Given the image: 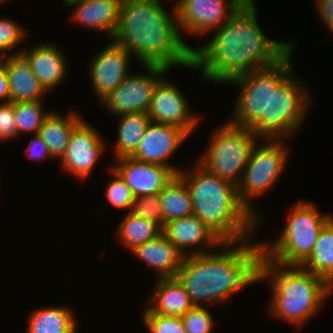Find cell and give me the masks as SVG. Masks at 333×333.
I'll list each match as a JSON object with an SVG mask.
<instances>
[{
    "label": "cell",
    "mask_w": 333,
    "mask_h": 333,
    "mask_svg": "<svg viewBox=\"0 0 333 333\" xmlns=\"http://www.w3.org/2000/svg\"><path fill=\"white\" fill-rule=\"evenodd\" d=\"M256 0H246L208 42L192 50V64L206 82L226 84L230 79L278 63L294 41L269 38L258 21Z\"/></svg>",
    "instance_id": "obj_1"
},
{
    "label": "cell",
    "mask_w": 333,
    "mask_h": 333,
    "mask_svg": "<svg viewBox=\"0 0 333 333\" xmlns=\"http://www.w3.org/2000/svg\"><path fill=\"white\" fill-rule=\"evenodd\" d=\"M254 239L224 242L218 251L183 257L176 278L194 306H223L239 291L261 282L264 246Z\"/></svg>",
    "instance_id": "obj_2"
},
{
    "label": "cell",
    "mask_w": 333,
    "mask_h": 333,
    "mask_svg": "<svg viewBox=\"0 0 333 333\" xmlns=\"http://www.w3.org/2000/svg\"><path fill=\"white\" fill-rule=\"evenodd\" d=\"M170 13L161 0H122L112 40L134 55L138 65L186 68L192 50L178 28L175 4Z\"/></svg>",
    "instance_id": "obj_3"
},
{
    "label": "cell",
    "mask_w": 333,
    "mask_h": 333,
    "mask_svg": "<svg viewBox=\"0 0 333 333\" xmlns=\"http://www.w3.org/2000/svg\"><path fill=\"white\" fill-rule=\"evenodd\" d=\"M193 165L178 173L188 187L193 215L223 242L255 238L259 220L239 201L237 186L209 173L197 161Z\"/></svg>",
    "instance_id": "obj_4"
},
{
    "label": "cell",
    "mask_w": 333,
    "mask_h": 333,
    "mask_svg": "<svg viewBox=\"0 0 333 333\" xmlns=\"http://www.w3.org/2000/svg\"><path fill=\"white\" fill-rule=\"evenodd\" d=\"M265 280L272 293L266 306L268 316L299 330L333 295V288L323 278L300 266H285L264 257L260 281Z\"/></svg>",
    "instance_id": "obj_5"
},
{
    "label": "cell",
    "mask_w": 333,
    "mask_h": 333,
    "mask_svg": "<svg viewBox=\"0 0 333 333\" xmlns=\"http://www.w3.org/2000/svg\"><path fill=\"white\" fill-rule=\"evenodd\" d=\"M294 50L272 66L239 75L226 83L239 90L229 122L251 129L261 140L269 139L270 95L295 71L291 64Z\"/></svg>",
    "instance_id": "obj_6"
},
{
    "label": "cell",
    "mask_w": 333,
    "mask_h": 333,
    "mask_svg": "<svg viewBox=\"0 0 333 333\" xmlns=\"http://www.w3.org/2000/svg\"><path fill=\"white\" fill-rule=\"evenodd\" d=\"M319 210L311 201L298 200L288 211L280 235L261 240L265 258L285 266H300L311 254L320 230L333 216Z\"/></svg>",
    "instance_id": "obj_7"
},
{
    "label": "cell",
    "mask_w": 333,
    "mask_h": 333,
    "mask_svg": "<svg viewBox=\"0 0 333 333\" xmlns=\"http://www.w3.org/2000/svg\"><path fill=\"white\" fill-rule=\"evenodd\" d=\"M215 128L205 151L196 161L209 173L237 186L254 146L261 139L251 129L228 120Z\"/></svg>",
    "instance_id": "obj_8"
},
{
    "label": "cell",
    "mask_w": 333,
    "mask_h": 333,
    "mask_svg": "<svg viewBox=\"0 0 333 333\" xmlns=\"http://www.w3.org/2000/svg\"><path fill=\"white\" fill-rule=\"evenodd\" d=\"M260 143L254 146L241 181L237 185L239 201L259 220V227L263 225V221L254 202L277 185L286 170L287 162L289 163L290 154L288 140L262 139Z\"/></svg>",
    "instance_id": "obj_9"
},
{
    "label": "cell",
    "mask_w": 333,
    "mask_h": 333,
    "mask_svg": "<svg viewBox=\"0 0 333 333\" xmlns=\"http://www.w3.org/2000/svg\"><path fill=\"white\" fill-rule=\"evenodd\" d=\"M295 71L270 95L269 139H292L303 127L311 98L305 82L295 76ZM303 82V83H302ZM305 84V85H304Z\"/></svg>",
    "instance_id": "obj_10"
},
{
    "label": "cell",
    "mask_w": 333,
    "mask_h": 333,
    "mask_svg": "<svg viewBox=\"0 0 333 333\" xmlns=\"http://www.w3.org/2000/svg\"><path fill=\"white\" fill-rule=\"evenodd\" d=\"M141 67L144 72L131 73L100 102L110 115L148 112L155 86L170 69L157 64H142Z\"/></svg>",
    "instance_id": "obj_11"
},
{
    "label": "cell",
    "mask_w": 333,
    "mask_h": 333,
    "mask_svg": "<svg viewBox=\"0 0 333 333\" xmlns=\"http://www.w3.org/2000/svg\"><path fill=\"white\" fill-rule=\"evenodd\" d=\"M177 1V2H176ZM246 0H175L180 33L200 38L220 28Z\"/></svg>",
    "instance_id": "obj_12"
},
{
    "label": "cell",
    "mask_w": 333,
    "mask_h": 333,
    "mask_svg": "<svg viewBox=\"0 0 333 333\" xmlns=\"http://www.w3.org/2000/svg\"><path fill=\"white\" fill-rule=\"evenodd\" d=\"M87 119H84L73 129L63 157L60 159L61 168L73 175L75 179H88L102 159L107 149V142L99 130Z\"/></svg>",
    "instance_id": "obj_13"
},
{
    "label": "cell",
    "mask_w": 333,
    "mask_h": 333,
    "mask_svg": "<svg viewBox=\"0 0 333 333\" xmlns=\"http://www.w3.org/2000/svg\"><path fill=\"white\" fill-rule=\"evenodd\" d=\"M166 75L158 81L153 90L148 116L153 122L177 126L191 136L201 123L203 115L195 114V111L189 109L190 103L186 96Z\"/></svg>",
    "instance_id": "obj_14"
},
{
    "label": "cell",
    "mask_w": 333,
    "mask_h": 333,
    "mask_svg": "<svg viewBox=\"0 0 333 333\" xmlns=\"http://www.w3.org/2000/svg\"><path fill=\"white\" fill-rule=\"evenodd\" d=\"M134 56L112 39L96 52L88 65L94 95L99 102L115 90L131 73Z\"/></svg>",
    "instance_id": "obj_15"
},
{
    "label": "cell",
    "mask_w": 333,
    "mask_h": 333,
    "mask_svg": "<svg viewBox=\"0 0 333 333\" xmlns=\"http://www.w3.org/2000/svg\"><path fill=\"white\" fill-rule=\"evenodd\" d=\"M189 137L177 126L151 121L138 149L131 157L138 161L166 166L177 175L183 168L175 166L170 159Z\"/></svg>",
    "instance_id": "obj_16"
},
{
    "label": "cell",
    "mask_w": 333,
    "mask_h": 333,
    "mask_svg": "<svg viewBox=\"0 0 333 333\" xmlns=\"http://www.w3.org/2000/svg\"><path fill=\"white\" fill-rule=\"evenodd\" d=\"M163 234L183 257L212 252L224 243L195 215L167 222Z\"/></svg>",
    "instance_id": "obj_17"
},
{
    "label": "cell",
    "mask_w": 333,
    "mask_h": 333,
    "mask_svg": "<svg viewBox=\"0 0 333 333\" xmlns=\"http://www.w3.org/2000/svg\"><path fill=\"white\" fill-rule=\"evenodd\" d=\"M135 197L157 195L176 175L170 168L122 157L111 165Z\"/></svg>",
    "instance_id": "obj_18"
},
{
    "label": "cell",
    "mask_w": 333,
    "mask_h": 333,
    "mask_svg": "<svg viewBox=\"0 0 333 333\" xmlns=\"http://www.w3.org/2000/svg\"><path fill=\"white\" fill-rule=\"evenodd\" d=\"M20 55L28 62L39 83L50 94L66 79L69 69L67 56L55 43L35 44L28 49L24 46Z\"/></svg>",
    "instance_id": "obj_19"
},
{
    "label": "cell",
    "mask_w": 333,
    "mask_h": 333,
    "mask_svg": "<svg viewBox=\"0 0 333 333\" xmlns=\"http://www.w3.org/2000/svg\"><path fill=\"white\" fill-rule=\"evenodd\" d=\"M122 0H79L68 3L66 9H72L71 22L92 29L112 39L119 20Z\"/></svg>",
    "instance_id": "obj_20"
},
{
    "label": "cell",
    "mask_w": 333,
    "mask_h": 333,
    "mask_svg": "<svg viewBox=\"0 0 333 333\" xmlns=\"http://www.w3.org/2000/svg\"><path fill=\"white\" fill-rule=\"evenodd\" d=\"M130 253L152 267L156 279L176 277L183 255L162 233L156 239L135 247Z\"/></svg>",
    "instance_id": "obj_21"
},
{
    "label": "cell",
    "mask_w": 333,
    "mask_h": 333,
    "mask_svg": "<svg viewBox=\"0 0 333 333\" xmlns=\"http://www.w3.org/2000/svg\"><path fill=\"white\" fill-rule=\"evenodd\" d=\"M10 102L43 101L47 92L33 74L28 62L19 54L5 56Z\"/></svg>",
    "instance_id": "obj_22"
},
{
    "label": "cell",
    "mask_w": 333,
    "mask_h": 333,
    "mask_svg": "<svg viewBox=\"0 0 333 333\" xmlns=\"http://www.w3.org/2000/svg\"><path fill=\"white\" fill-rule=\"evenodd\" d=\"M146 308L155 314L182 317L194 305L176 277L155 280Z\"/></svg>",
    "instance_id": "obj_23"
},
{
    "label": "cell",
    "mask_w": 333,
    "mask_h": 333,
    "mask_svg": "<svg viewBox=\"0 0 333 333\" xmlns=\"http://www.w3.org/2000/svg\"><path fill=\"white\" fill-rule=\"evenodd\" d=\"M25 333H78L74 308L66 305H49L33 309L28 314Z\"/></svg>",
    "instance_id": "obj_24"
},
{
    "label": "cell",
    "mask_w": 333,
    "mask_h": 333,
    "mask_svg": "<svg viewBox=\"0 0 333 333\" xmlns=\"http://www.w3.org/2000/svg\"><path fill=\"white\" fill-rule=\"evenodd\" d=\"M83 115L77 111L66 115L57 113L54 109L45 117L38 135L47 145L51 157L60 160L67 148L73 129L83 120Z\"/></svg>",
    "instance_id": "obj_25"
},
{
    "label": "cell",
    "mask_w": 333,
    "mask_h": 333,
    "mask_svg": "<svg viewBox=\"0 0 333 333\" xmlns=\"http://www.w3.org/2000/svg\"><path fill=\"white\" fill-rule=\"evenodd\" d=\"M119 118L117 129V141L112 148L114 159L131 157L139 147L147 126L151 120L148 113H130L117 116Z\"/></svg>",
    "instance_id": "obj_26"
},
{
    "label": "cell",
    "mask_w": 333,
    "mask_h": 333,
    "mask_svg": "<svg viewBox=\"0 0 333 333\" xmlns=\"http://www.w3.org/2000/svg\"><path fill=\"white\" fill-rule=\"evenodd\" d=\"M301 268L323 278L333 288V217L323 226Z\"/></svg>",
    "instance_id": "obj_27"
},
{
    "label": "cell",
    "mask_w": 333,
    "mask_h": 333,
    "mask_svg": "<svg viewBox=\"0 0 333 333\" xmlns=\"http://www.w3.org/2000/svg\"><path fill=\"white\" fill-rule=\"evenodd\" d=\"M116 237L123 248L132 251L135 247L156 239L163 229L153 221L138 217L130 212L124 214L116 229Z\"/></svg>",
    "instance_id": "obj_28"
},
{
    "label": "cell",
    "mask_w": 333,
    "mask_h": 333,
    "mask_svg": "<svg viewBox=\"0 0 333 333\" xmlns=\"http://www.w3.org/2000/svg\"><path fill=\"white\" fill-rule=\"evenodd\" d=\"M165 222L193 215L190 193L185 181L177 174L159 192Z\"/></svg>",
    "instance_id": "obj_29"
},
{
    "label": "cell",
    "mask_w": 333,
    "mask_h": 333,
    "mask_svg": "<svg viewBox=\"0 0 333 333\" xmlns=\"http://www.w3.org/2000/svg\"><path fill=\"white\" fill-rule=\"evenodd\" d=\"M44 101H29L13 103L17 123L18 138L24 133L38 134L45 117L50 113L44 107Z\"/></svg>",
    "instance_id": "obj_30"
},
{
    "label": "cell",
    "mask_w": 333,
    "mask_h": 333,
    "mask_svg": "<svg viewBox=\"0 0 333 333\" xmlns=\"http://www.w3.org/2000/svg\"><path fill=\"white\" fill-rule=\"evenodd\" d=\"M21 24L22 23H18L13 19L11 20L10 17L0 18V54L4 57L19 55L24 48L22 45L19 50L17 49V47L23 44L24 40L29 36L28 30L23 27V24ZM15 47L17 49L16 51H14Z\"/></svg>",
    "instance_id": "obj_31"
},
{
    "label": "cell",
    "mask_w": 333,
    "mask_h": 333,
    "mask_svg": "<svg viewBox=\"0 0 333 333\" xmlns=\"http://www.w3.org/2000/svg\"><path fill=\"white\" fill-rule=\"evenodd\" d=\"M109 173L113 180L106 182L104 192L106 200L116 209H129L126 211L130 212L135 196L120 175L111 167Z\"/></svg>",
    "instance_id": "obj_32"
},
{
    "label": "cell",
    "mask_w": 333,
    "mask_h": 333,
    "mask_svg": "<svg viewBox=\"0 0 333 333\" xmlns=\"http://www.w3.org/2000/svg\"><path fill=\"white\" fill-rule=\"evenodd\" d=\"M143 308L140 317L143 326L149 333H187L181 317L155 314L151 313L146 307Z\"/></svg>",
    "instance_id": "obj_33"
},
{
    "label": "cell",
    "mask_w": 333,
    "mask_h": 333,
    "mask_svg": "<svg viewBox=\"0 0 333 333\" xmlns=\"http://www.w3.org/2000/svg\"><path fill=\"white\" fill-rule=\"evenodd\" d=\"M130 213L146 220L153 221L162 229L166 225L158 194L135 197L132 202Z\"/></svg>",
    "instance_id": "obj_34"
},
{
    "label": "cell",
    "mask_w": 333,
    "mask_h": 333,
    "mask_svg": "<svg viewBox=\"0 0 333 333\" xmlns=\"http://www.w3.org/2000/svg\"><path fill=\"white\" fill-rule=\"evenodd\" d=\"M212 314L207 306H193L181 320L187 333H212L215 328Z\"/></svg>",
    "instance_id": "obj_35"
},
{
    "label": "cell",
    "mask_w": 333,
    "mask_h": 333,
    "mask_svg": "<svg viewBox=\"0 0 333 333\" xmlns=\"http://www.w3.org/2000/svg\"><path fill=\"white\" fill-rule=\"evenodd\" d=\"M18 138L17 123L13 103H0V141H11Z\"/></svg>",
    "instance_id": "obj_36"
},
{
    "label": "cell",
    "mask_w": 333,
    "mask_h": 333,
    "mask_svg": "<svg viewBox=\"0 0 333 333\" xmlns=\"http://www.w3.org/2000/svg\"><path fill=\"white\" fill-rule=\"evenodd\" d=\"M30 142L25 148V155L32 160H46L53 159L48 150L47 145L44 143L43 139L38 134H33Z\"/></svg>",
    "instance_id": "obj_37"
},
{
    "label": "cell",
    "mask_w": 333,
    "mask_h": 333,
    "mask_svg": "<svg viewBox=\"0 0 333 333\" xmlns=\"http://www.w3.org/2000/svg\"><path fill=\"white\" fill-rule=\"evenodd\" d=\"M318 15L328 29L333 24V0H315Z\"/></svg>",
    "instance_id": "obj_38"
},
{
    "label": "cell",
    "mask_w": 333,
    "mask_h": 333,
    "mask_svg": "<svg viewBox=\"0 0 333 333\" xmlns=\"http://www.w3.org/2000/svg\"><path fill=\"white\" fill-rule=\"evenodd\" d=\"M8 102H10V93L4 59V62L0 65V103Z\"/></svg>",
    "instance_id": "obj_39"
},
{
    "label": "cell",
    "mask_w": 333,
    "mask_h": 333,
    "mask_svg": "<svg viewBox=\"0 0 333 333\" xmlns=\"http://www.w3.org/2000/svg\"><path fill=\"white\" fill-rule=\"evenodd\" d=\"M75 1H79V0H63V5L66 6L68 3L75 2Z\"/></svg>",
    "instance_id": "obj_40"
},
{
    "label": "cell",
    "mask_w": 333,
    "mask_h": 333,
    "mask_svg": "<svg viewBox=\"0 0 333 333\" xmlns=\"http://www.w3.org/2000/svg\"><path fill=\"white\" fill-rule=\"evenodd\" d=\"M5 57L0 54V65L4 62Z\"/></svg>",
    "instance_id": "obj_41"
},
{
    "label": "cell",
    "mask_w": 333,
    "mask_h": 333,
    "mask_svg": "<svg viewBox=\"0 0 333 333\" xmlns=\"http://www.w3.org/2000/svg\"><path fill=\"white\" fill-rule=\"evenodd\" d=\"M10 1H12V0H0V4L2 5L4 3L10 2Z\"/></svg>",
    "instance_id": "obj_42"
},
{
    "label": "cell",
    "mask_w": 333,
    "mask_h": 333,
    "mask_svg": "<svg viewBox=\"0 0 333 333\" xmlns=\"http://www.w3.org/2000/svg\"><path fill=\"white\" fill-rule=\"evenodd\" d=\"M330 31H329V33H333V24L328 28Z\"/></svg>",
    "instance_id": "obj_43"
}]
</instances>
